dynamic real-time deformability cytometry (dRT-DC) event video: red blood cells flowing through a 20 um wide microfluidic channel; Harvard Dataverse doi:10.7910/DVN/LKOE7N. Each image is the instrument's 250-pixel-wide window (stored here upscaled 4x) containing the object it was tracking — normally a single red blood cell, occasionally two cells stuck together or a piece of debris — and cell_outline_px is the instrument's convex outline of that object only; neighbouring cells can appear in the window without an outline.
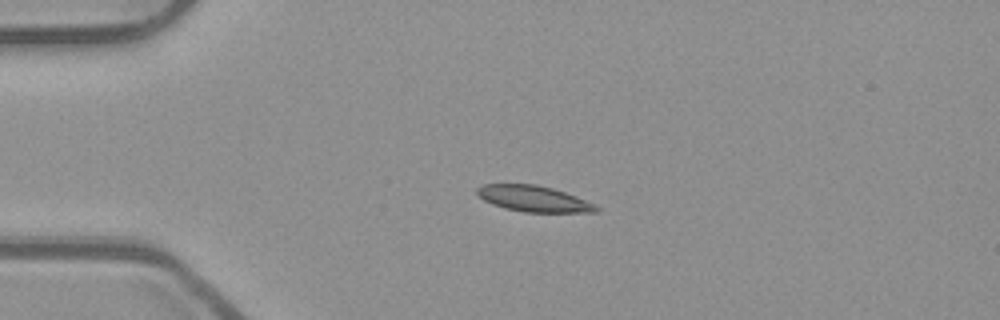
{"species": "common noctule bat (a hibernating species)", "species_latin": "Nyctalus noctula", "temperature_condition": "room temperature", "stored_images_in_passage": 53, "camera_frame_rate_fps": 3000, "um_per_image_px": 0.085, "animal": {"sex": "male", "body_mass_g": 23.1, "forearm_length_mm": 52.7}, "frame": {"image": 1, "passage_image": 13, "time_ms": 4.0, "image_size_px": [1000, 320], "cell_outline_px": [[600, 212], [524, 212], [504, 208], [492, 204], [476, 196], [476, 188], [484, 184], [536, 184], [552, 188], [576, 196], [596, 204], [600, 208]], "centroid_in_image_um": [45.36, 16.89], "position_along_channel_um": 39.6, "area_um2": 18.21}}
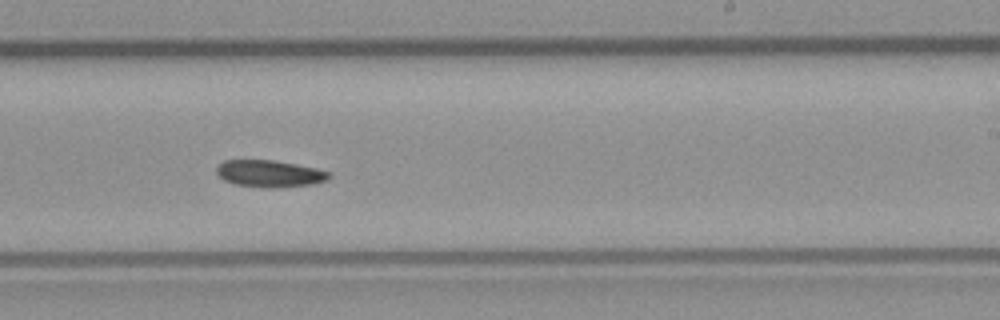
{"frame": {"image": 2, "passage_image": 33, "time_ms": 10.667, "image_size_px": [1000, 320], "cell_outline_px": [[332, 176], [328, 180], [312, 184], [276, 188], [272, 188], [232, 184], [224, 180], [216, 172], [216, 168], [224, 160], [272, 160], [296, 164], [316, 168], [332, 172]], "centroid_in_image_um": [22.95, 14.76], "position_along_channel_um": 266.1, "area_um2": 17.74}}
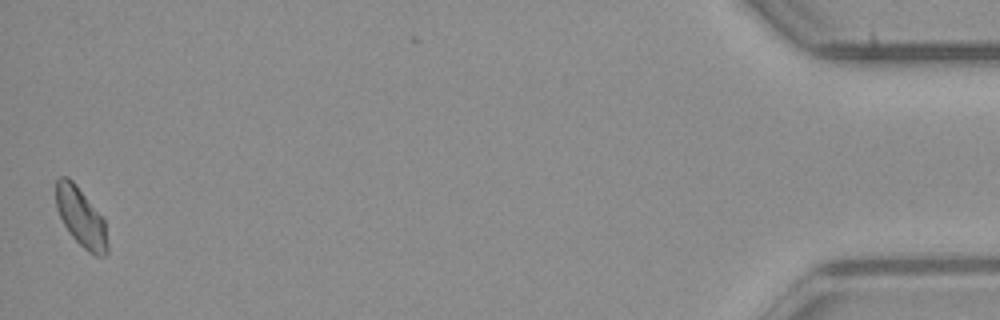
{"frame": {"image": 3, "passage_image": 53, "time_ms": 17.333, "image_size_px": [1000, 320], "cell_outline_px": [[108, 252], [104, 256], [96, 256], [88, 252], [72, 236], [64, 224], [56, 208], [56, 180], [60, 176], [68, 176], [76, 184], [104, 220], [108, 244]], "centroid_in_image_um": [6.88, 18.47], "position_along_channel_um": 428.3, "area_um2": 17.51}}